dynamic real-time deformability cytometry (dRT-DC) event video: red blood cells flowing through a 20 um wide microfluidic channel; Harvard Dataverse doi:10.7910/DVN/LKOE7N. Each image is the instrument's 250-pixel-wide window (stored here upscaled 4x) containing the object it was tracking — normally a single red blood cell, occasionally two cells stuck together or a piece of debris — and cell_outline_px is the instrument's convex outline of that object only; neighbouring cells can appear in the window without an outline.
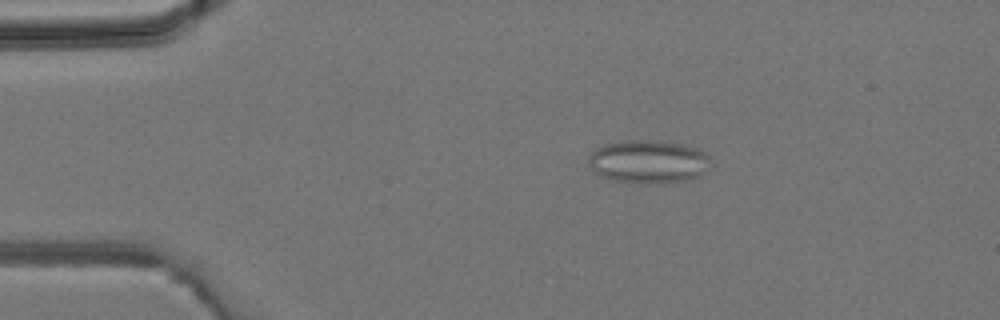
{"species": "common noctule bat (a hibernating species)", "species_latin": "Nyctalus noctula", "temperature_condition": "room temperature", "stored_images_in_passage": 44, "camera_frame_rate_fps": 3000, "um_per_image_px": 0.085, "animal": {"sex": "male", "body_mass_g": 19.2, "forearm_length_mm": 51.8}, "frame": {"image": 1, "passage_image": 8, "time_ms": 2.333, "image_size_px": [1000, 320], "cell_outline_px": [[708, 168], [700, 176], [692, 180], [664, 184], [640, 184], [616, 180], [604, 176], [596, 172], [588, 164], [588, 156], [596, 148], [604, 144], [624, 140], [660, 140], [684, 144], [700, 148], [708, 156]], "centroid_in_image_um": [55.15, 13.74], "position_along_channel_um": 29.9, "area_um2": 31.27}}
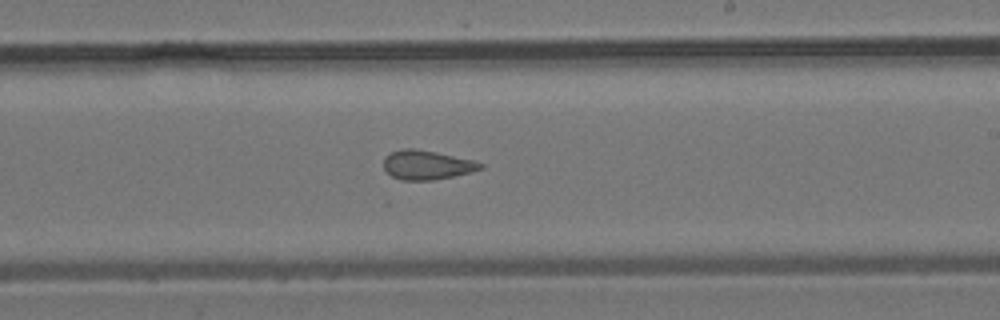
{"frame": {"image": 2, "passage_image": 26, "time_ms": 8.333, "image_size_px": [1000, 320], "cell_outline_px": [[484, 168], [472, 172], [432, 180], [400, 180], [392, 176], [384, 168], [384, 156], [392, 152], [404, 148], [416, 148], [476, 160], [484, 164]], "centroid_in_image_um": [36.31, 14.01], "position_along_channel_um": 252.7, "area_um2": 16.59}}
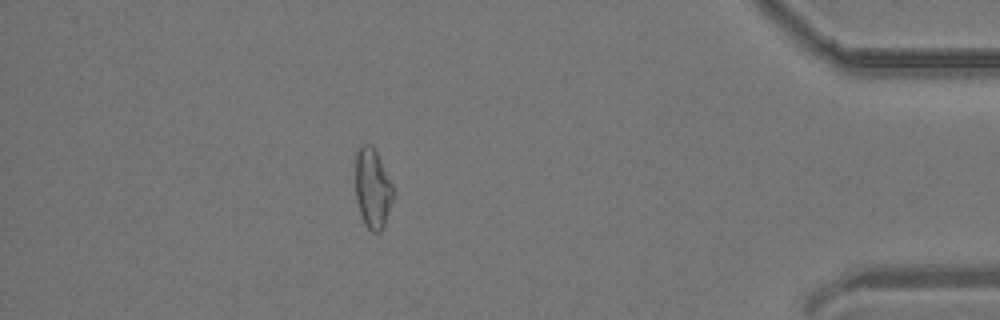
{"frame": {"image": 3, "passage_image": 39, "time_ms": 12.667, "image_size_px": [1000, 320], "cell_outline_px": [[396, 192], [384, 224], [380, 232], [372, 232], [364, 224], [356, 200], [356, 152], [360, 144], [372, 144]], "centroid_in_image_um": [31.68, 16.01], "position_along_channel_um": 403.5, "area_um2": 17.57}}